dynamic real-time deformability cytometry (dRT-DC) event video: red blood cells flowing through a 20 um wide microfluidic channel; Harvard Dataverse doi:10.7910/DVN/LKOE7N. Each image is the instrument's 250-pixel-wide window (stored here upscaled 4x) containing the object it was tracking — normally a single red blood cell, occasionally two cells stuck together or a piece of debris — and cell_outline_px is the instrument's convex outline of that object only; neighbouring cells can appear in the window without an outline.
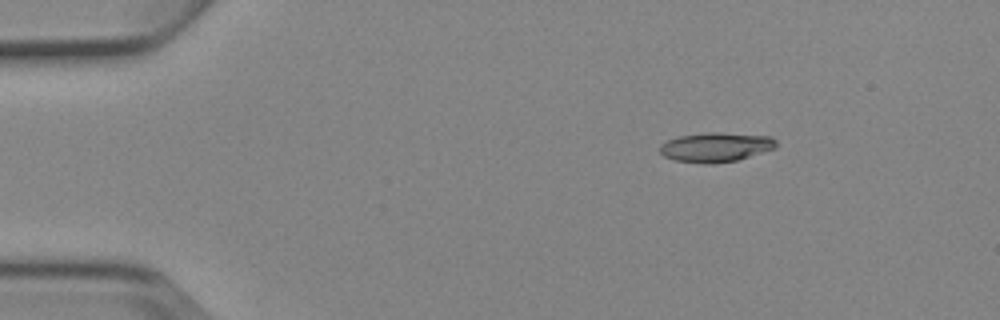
{"species": "Egyptian fruit bat (a non-hibernating species)", "species_latin": "Rousettus aegyptiacus", "temperature_condition": "cold", "stored_images_in_passage": 5, "camera_frame_rate_fps": 3000, "um_per_image_px": 0.085, "animal": {"sex": "female"}, "frame": {"image": 1, "passage_image": 3, "time_ms": 2.333, "image_size_px": [1000, 320], "cell_outline_px": [[776, 148], [736, 160], [712, 164], [704, 164], [676, 160], [664, 156], [660, 152], [660, 144], [668, 140], [680, 136], [704, 132], [720, 132], [772, 136], [776, 140]], "centroid_in_image_um": [60.85, 12.5], "position_along_channel_um": 24.2, "area_um2": 20.0}}